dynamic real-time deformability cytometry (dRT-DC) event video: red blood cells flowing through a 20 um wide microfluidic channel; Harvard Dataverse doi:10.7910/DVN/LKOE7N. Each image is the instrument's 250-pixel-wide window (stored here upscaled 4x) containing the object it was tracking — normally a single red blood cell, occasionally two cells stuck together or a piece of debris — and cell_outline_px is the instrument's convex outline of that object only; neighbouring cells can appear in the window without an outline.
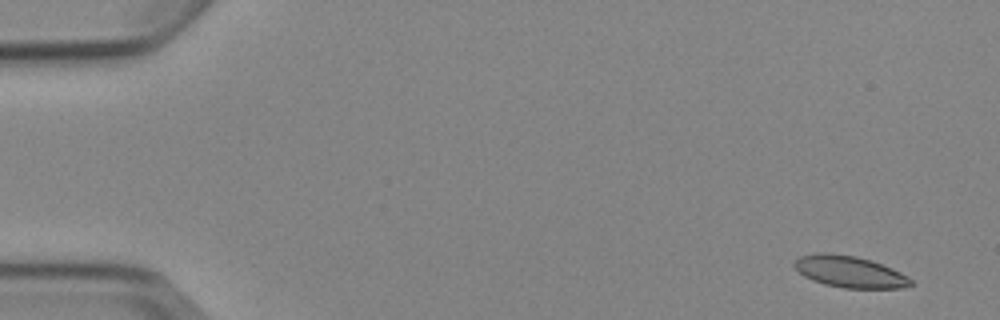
{"species": "Egyptian fruit bat (a non-hibernating species)", "species_latin": "Rousettus aegyptiacus", "temperature_condition": "cold", "stored_images_in_passage": 6, "camera_frame_rate_fps": 3000, "um_per_image_px": 0.085, "animal": {"sex": "female"}, "frame": {"image": 1, "passage_image": 2, "time_ms": 1.0, "image_size_px": [1000, 320], "cell_outline_px": [[912, 284], [900, 288], [844, 288], [824, 284], [812, 280], [804, 276], [792, 264], [800, 256], [816, 252], [828, 252], [856, 256], [872, 260], [892, 268], [908, 276], [912, 280]], "centroid_in_image_um": [72.21, 23.08], "position_along_channel_um": 12.8, "area_um2": 21.5}}